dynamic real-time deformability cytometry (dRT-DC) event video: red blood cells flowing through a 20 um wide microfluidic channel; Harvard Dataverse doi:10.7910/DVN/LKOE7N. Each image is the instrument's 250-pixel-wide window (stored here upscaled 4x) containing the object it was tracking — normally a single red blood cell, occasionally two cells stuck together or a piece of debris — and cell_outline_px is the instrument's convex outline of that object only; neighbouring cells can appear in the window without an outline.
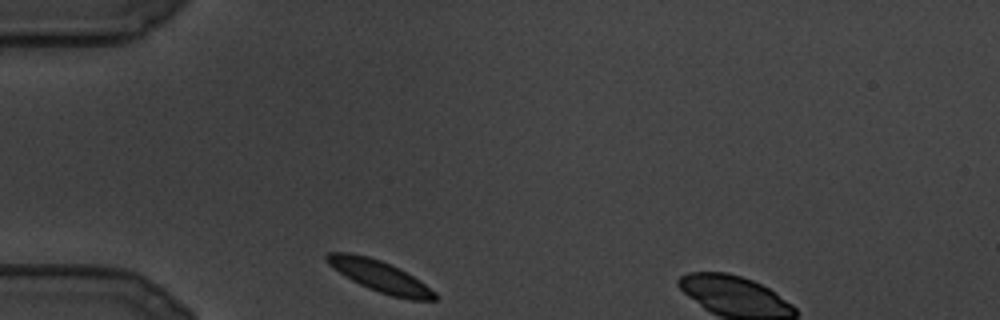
{"species": "common noctule bat (a hibernating species)", "species_latin": "Nyctalus noctula", "temperature_condition": "cold", "stored_images_in_passage": 67, "camera_frame_rate_fps": 3000, "um_per_image_px": 0.085, "animal": {"sex": "male", "body_mass_g": 19.5, "forearm_length_mm": 54.6}, "frame": {"image": 1, "passage_image": 1, "time_ms": 0.0, "image_size_px": [1000, 320], "cell_outline_px": [[440, 296], [436, 300], [412, 300], [392, 296], [368, 288], [344, 276], [328, 264], [324, 260], [324, 256], [328, 252], [352, 252], [368, 256], [380, 260], [400, 268], [420, 280], [436, 292]], "centroid_in_image_um": [32.29, 23.47], "position_along_channel_um": 52.7, "area_um2": 19.94}}
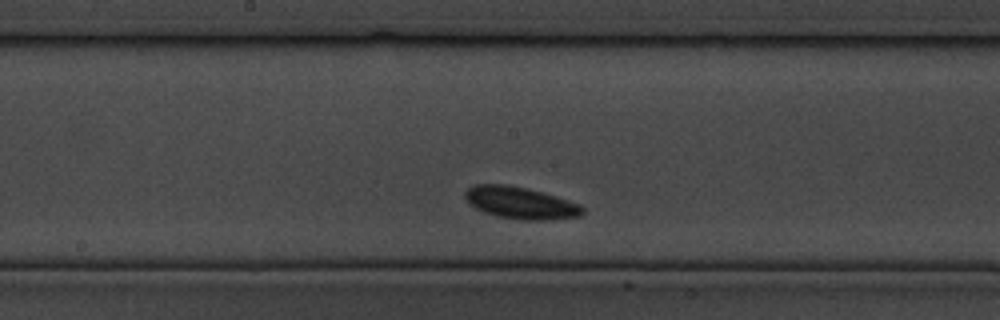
{"frame": {"image": 2, "passage_image": 30, "time_ms": 9.667, "image_size_px": [1000, 320], "cell_outline_px": [[584, 212], [580, 216], [552, 220], [520, 220], [496, 216], [484, 212], [468, 204], [464, 196], [464, 192], [468, 188], [476, 184], [504, 184], [524, 188], [556, 196], [580, 204], [584, 208]], "centroid_in_image_um": [44.23, 17.26], "position_along_channel_um": 204.0, "area_um2": 21.96}}
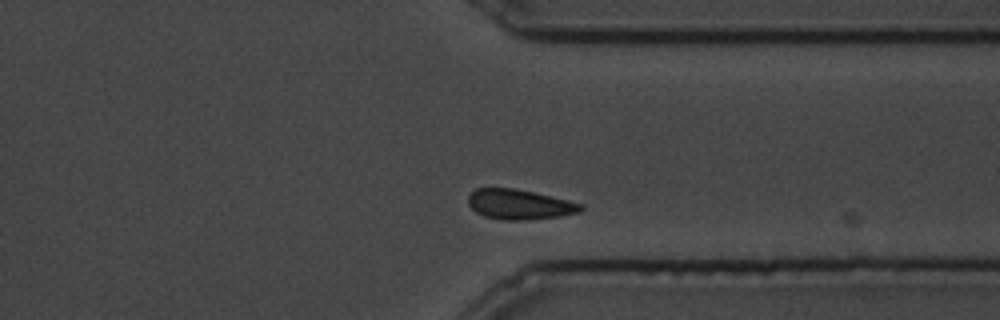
{"frame": {"image": 3, "passage_image": 58, "time_ms": 19.0, "image_size_px": [1000, 320], "cell_outline_px": [[584, 208], [580, 212], [560, 216], [524, 220], [504, 220], [484, 216], [476, 212], [468, 204], [468, 196], [476, 188], [512, 188], [532, 192], [568, 200], [584, 204]], "centroid_in_image_um": [44.16, 17.38], "position_along_channel_um": 367.2, "area_um2": 19.59}}